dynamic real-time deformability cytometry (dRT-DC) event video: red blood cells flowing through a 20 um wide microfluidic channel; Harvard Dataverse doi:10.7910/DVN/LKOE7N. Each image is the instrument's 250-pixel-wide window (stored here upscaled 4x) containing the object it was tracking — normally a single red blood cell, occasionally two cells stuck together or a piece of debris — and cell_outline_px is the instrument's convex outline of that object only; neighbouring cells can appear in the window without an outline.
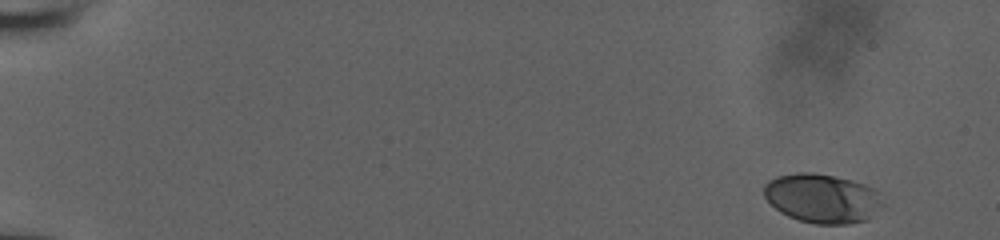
{"species": "human", "species_latin": "Homo sapiens", "temperature_condition": "room temperature", "stored_images_in_passage": 39, "camera_frame_rate_fps": 3000, "um_per_image_px": 0.085, "donor": {"sex": "male"}, "frame": {"image": 1, "passage_image": 1, "time_ms": 0.0, "image_size_px": [1000, 240], "cell_outline_px": [[884, 204], [868, 220], [848, 224], [816, 224], [800, 220], [788, 216], [780, 212], [764, 196], [764, 184], [768, 180], [776, 176], [796, 172], [812, 172], [852, 180], [876, 188]], "centroid_in_image_um": [69.91, 16.85], "position_along_channel_um": 15.1, "area_um2": 34.22}}
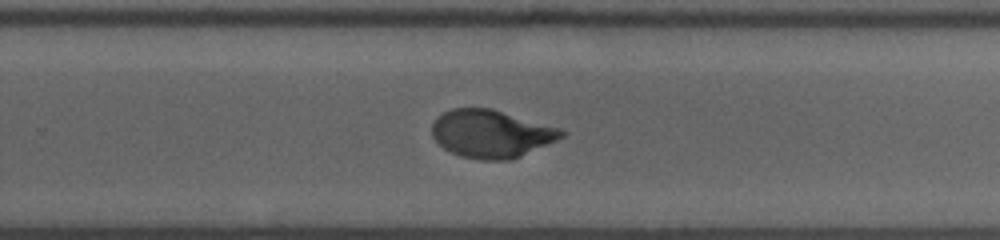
{"frame": {"image": 2, "passage_image": 22, "time_ms": 7.0, "image_size_px": [1000, 240], "cell_outline_px": [[568, 132], [564, 136], [556, 140], [520, 156], [508, 160], [480, 160], [460, 156], [444, 148], [432, 136], [432, 124], [444, 112], [452, 108], [492, 108], [560, 128]], "centroid_in_image_um": [41.76, 11.36], "position_along_channel_um": 288.0, "area_um2": 35.84}}
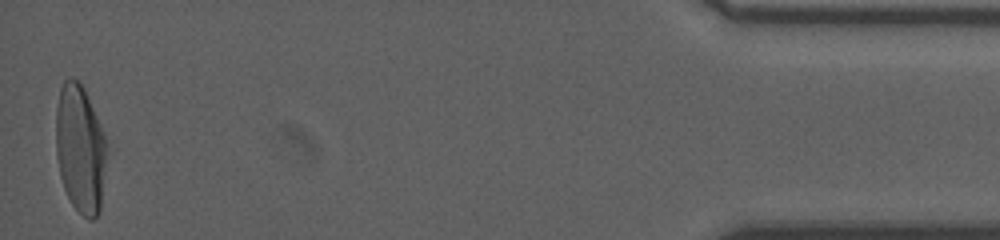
{"frame": {"image": 3, "passage_image": 39, "time_ms": 12.667, "image_size_px": [1000, 240], "cell_outline_px": [[104, 160], [100, 212], [92, 220], [88, 220], [72, 204], [64, 188], [60, 176], [56, 156], [56, 108], [60, 88], [64, 80], [72, 76], [84, 88], [104, 132]], "centroid_in_image_um": [6.77, 12.62], "position_along_channel_um": 428.4, "area_um2": 37.34}, "authors_computed_cell_mechanics": {"area_um2": 35.8938, "velocity_mm_per_s": 3.9252, "shape_relaxation_time_tau1_ms": 1.6816, "shape_relaxation_time_tau2_ms": null, "deformation_change_tau1": 0.1671, "deformation_change_tau2": null}}